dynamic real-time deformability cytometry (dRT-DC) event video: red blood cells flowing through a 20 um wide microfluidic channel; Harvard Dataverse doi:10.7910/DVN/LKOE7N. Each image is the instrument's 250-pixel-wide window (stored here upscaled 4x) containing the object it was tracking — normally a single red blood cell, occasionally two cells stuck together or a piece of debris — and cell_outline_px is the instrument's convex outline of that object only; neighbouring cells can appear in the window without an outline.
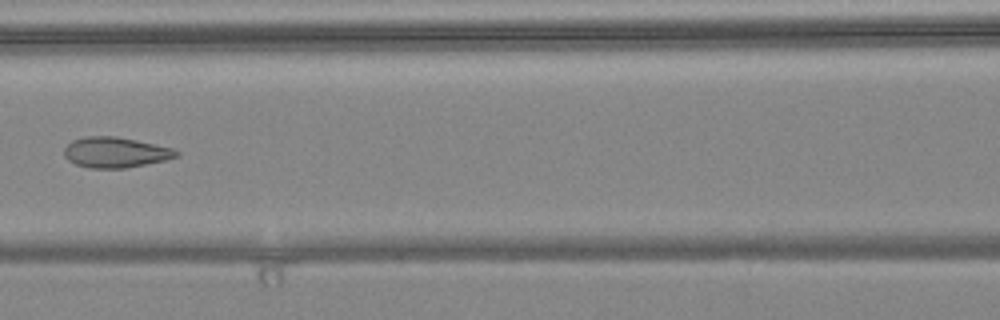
{"species": "common noctule bat (a hibernating species)", "species_latin": "Nyctalus noctula", "temperature_condition": "warm", "stored_images_in_passage": 6, "camera_frame_rate_fps": 3000, "um_per_image_px": 0.085, "animal": {"sex": "female", "body_mass_g": 24.6, "forearm_length_mm": 56.2}, "frame": {"image": 1, "passage_image": 6, "time_ms": 1.667, "image_size_px": [1000, 320], "cell_outline_px": [[180, 156], [164, 160], [124, 168], [88, 168], [76, 164], [68, 160], [64, 156], [64, 148], [72, 140], [88, 136], [116, 136], [136, 140], [172, 148], [180, 152]], "centroid_in_image_um": [9.8, 12.95], "position_along_channel_um": 156.8, "area_um2": 19.83}}